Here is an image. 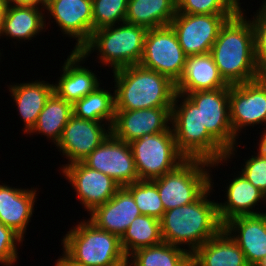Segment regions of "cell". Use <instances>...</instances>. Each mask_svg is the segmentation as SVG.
Instances as JSON below:
<instances>
[{"label":"cell","instance_id":"cell-1","mask_svg":"<svg viewBox=\"0 0 266 266\" xmlns=\"http://www.w3.org/2000/svg\"><path fill=\"white\" fill-rule=\"evenodd\" d=\"M244 11L241 8L226 20L210 50L221 77L228 85L250 82L261 75L255 60L253 26Z\"/></svg>","mask_w":266,"mask_h":266},{"label":"cell","instance_id":"cell-2","mask_svg":"<svg viewBox=\"0 0 266 266\" xmlns=\"http://www.w3.org/2000/svg\"><path fill=\"white\" fill-rule=\"evenodd\" d=\"M212 183L211 177V186L193 203L164 212L160 219L163 242L181 248L187 245L191 255L223 229L217 203L208 197L213 192Z\"/></svg>","mask_w":266,"mask_h":266},{"label":"cell","instance_id":"cell-3","mask_svg":"<svg viewBox=\"0 0 266 266\" xmlns=\"http://www.w3.org/2000/svg\"><path fill=\"white\" fill-rule=\"evenodd\" d=\"M115 110L172 107L176 84L168 77L141 65H131L112 72Z\"/></svg>","mask_w":266,"mask_h":266},{"label":"cell","instance_id":"cell-4","mask_svg":"<svg viewBox=\"0 0 266 266\" xmlns=\"http://www.w3.org/2000/svg\"><path fill=\"white\" fill-rule=\"evenodd\" d=\"M171 124L177 148L187 159L205 160L215 168L227 163V151L202 126L200 109L186 95L176 93Z\"/></svg>","mask_w":266,"mask_h":266},{"label":"cell","instance_id":"cell-5","mask_svg":"<svg viewBox=\"0 0 266 266\" xmlns=\"http://www.w3.org/2000/svg\"><path fill=\"white\" fill-rule=\"evenodd\" d=\"M62 256L77 266H117L127 256L121 247L120 238L97 228L88 219L78 222L63 236Z\"/></svg>","mask_w":266,"mask_h":266},{"label":"cell","instance_id":"cell-6","mask_svg":"<svg viewBox=\"0 0 266 266\" xmlns=\"http://www.w3.org/2000/svg\"><path fill=\"white\" fill-rule=\"evenodd\" d=\"M117 26V27H116ZM147 28L122 22L103 27L92 33L91 39L80 49L86 58L97 50L101 64L112 71L139 64L144 49Z\"/></svg>","mask_w":266,"mask_h":266},{"label":"cell","instance_id":"cell-7","mask_svg":"<svg viewBox=\"0 0 266 266\" xmlns=\"http://www.w3.org/2000/svg\"><path fill=\"white\" fill-rule=\"evenodd\" d=\"M210 167L208 161L186 159L174 170L153 179L164 210L196 201L211 186Z\"/></svg>","mask_w":266,"mask_h":266},{"label":"cell","instance_id":"cell-8","mask_svg":"<svg viewBox=\"0 0 266 266\" xmlns=\"http://www.w3.org/2000/svg\"><path fill=\"white\" fill-rule=\"evenodd\" d=\"M139 180H153L177 168L187 158L179 151L172 127L129 143Z\"/></svg>","mask_w":266,"mask_h":266},{"label":"cell","instance_id":"cell-9","mask_svg":"<svg viewBox=\"0 0 266 266\" xmlns=\"http://www.w3.org/2000/svg\"><path fill=\"white\" fill-rule=\"evenodd\" d=\"M186 58L170 25L147 30L139 65L154 70L177 84L185 70Z\"/></svg>","mask_w":266,"mask_h":266},{"label":"cell","instance_id":"cell-10","mask_svg":"<svg viewBox=\"0 0 266 266\" xmlns=\"http://www.w3.org/2000/svg\"><path fill=\"white\" fill-rule=\"evenodd\" d=\"M186 96L200 109L202 126L227 151L225 161H231L238 142L230 121L229 88L195 91Z\"/></svg>","mask_w":266,"mask_h":266},{"label":"cell","instance_id":"cell-11","mask_svg":"<svg viewBox=\"0 0 266 266\" xmlns=\"http://www.w3.org/2000/svg\"><path fill=\"white\" fill-rule=\"evenodd\" d=\"M236 14L176 13L170 26L175 31L184 54L210 53L222 25Z\"/></svg>","mask_w":266,"mask_h":266},{"label":"cell","instance_id":"cell-12","mask_svg":"<svg viewBox=\"0 0 266 266\" xmlns=\"http://www.w3.org/2000/svg\"><path fill=\"white\" fill-rule=\"evenodd\" d=\"M229 111L232 130L237 139L241 129L266 124V82L260 77L230 85Z\"/></svg>","mask_w":266,"mask_h":266},{"label":"cell","instance_id":"cell-13","mask_svg":"<svg viewBox=\"0 0 266 266\" xmlns=\"http://www.w3.org/2000/svg\"><path fill=\"white\" fill-rule=\"evenodd\" d=\"M83 162L111 177L120 187L139 180L130 144L117 139L112 133Z\"/></svg>","mask_w":266,"mask_h":266},{"label":"cell","instance_id":"cell-14","mask_svg":"<svg viewBox=\"0 0 266 266\" xmlns=\"http://www.w3.org/2000/svg\"><path fill=\"white\" fill-rule=\"evenodd\" d=\"M61 173L76 191L87 212L105 204L121 188L106 174L88 167L83 161L61 166Z\"/></svg>","mask_w":266,"mask_h":266},{"label":"cell","instance_id":"cell-15","mask_svg":"<svg viewBox=\"0 0 266 266\" xmlns=\"http://www.w3.org/2000/svg\"><path fill=\"white\" fill-rule=\"evenodd\" d=\"M110 133L111 127L107 123L82 119L73 114L56 146L66 156V165H69L83 161Z\"/></svg>","mask_w":266,"mask_h":266},{"label":"cell","instance_id":"cell-16","mask_svg":"<svg viewBox=\"0 0 266 266\" xmlns=\"http://www.w3.org/2000/svg\"><path fill=\"white\" fill-rule=\"evenodd\" d=\"M171 109L172 107L115 110L111 133L117 139L131 143L144 136L167 131L171 128Z\"/></svg>","mask_w":266,"mask_h":266},{"label":"cell","instance_id":"cell-17","mask_svg":"<svg viewBox=\"0 0 266 266\" xmlns=\"http://www.w3.org/2000/svg\"><path fill=\"white\" fill-rule=\"evenodd\" d=\"M47 14L68 37L76 39L73 50H80L93 33L92 0H48Z\"/></svg>","mask_w":266,"mask_h":266},{"label":"cell","instance_id":"cell-18","mask_svg":"<svg viewBox=\"0 0 266 266\" xmlns=\"http://www.w3.org/2000/svg\"><path fill=\"white\" fill-rule=\"evenodd\" d=\"M223 229L240 247L249 266H257L266 256V212L235 217Z\"/></svg>","mask_w":266,"mask_h":266},{"label":"cell","instance_id":"cell-19","mask_svg":"<svg viewBox=\"0 0 266 266\" xmlns=\"http://www.w3.org/2000/svg\"><path fill=\"white\" fill-rule=\"evenodd\" d=\"M88 220L97 228L123 236L133 220L141 213L132 194L121 187L115 195L105 204L95 207L90 213Z\"/></svg>","mask_w":266,"mask_h":266},{"label":"cell","instance_id":"cell-20","mask_svg":"<svg viewBox=\"0 0 266 266\" xmlns=\"http://www.w3.org/2000/svg\"><path fill=\"white\" fill-rule=\"evenodd\" d=\"M62 66V74L53 84L54 92L67 102L74 104L89 93L94 92L100 83L97 75L88 67L80 65L86 61L80 50H72Z\"/></svg>","mask_w":266,"mask_h":266},{"label":"cell","instance_id":"cell-21","mask_svg":"<svg viewBox=\"0 0 266 266\" xmlns=\"http://www.w3.org/2000/svg\"><path fill=\"white\" fill-rule=\"evenodd\" d=\"M36 188L22 189L0 184V221L22 238L34 213Z\"/></svg>","mask_w":266,"mask_h":266},{"label":"cell","instance_id":"cell-22","mask_svg":"<svg viewBox=\"0 0 266 266\" xmlns=\"http://www.w3.org/2000/svg\"><path fill=\"white\" fill-rule=\"evenodd\" d=\"M236 175L226 187L227 200L224 203L217 202L218 217L222 225L235 217L261 214L260 211H254L255 206L261 201L266 203V196L258 188L241 173Z\"/></svg>","mask_w":266,"mask_h":266},{"label":"cell","instance_id":"cell-23","mask_svg":"<svg viewBox=\"0 0 266 266\" xmlns=\"http://www.w3.org/2000/svg\"><path fill=\"white\" fill-rule=\"evenodd\" d=\"M221 77L210 53L188 56L185 70L176 84V93L186 95L195 91L229 88Z\"/></svg>","mask_w":266,"mask_h":266},{"label":"cell","instance_id":"cell-24","mask_svg":"<svg viewBox=\"0 0 266 266\" xmlns=\"http://www.w3.org/2000/svg\"><path fill=\"white\" fill-rule=\"evenodd\" d=\"M191 266H249L244 253L222 229L191 254Z\"/></svg>","mask_w":266,"mask_h":266},{"label":"cell","instance_id":"cell-25","mask_svg":"<svg viewBox=\"0 0 266 266\" xmlns=\"http://www.w3.org/2000/svg\"><path fill=\"white\" fill-rule=\"evenodd\" d=\"M9 92L24 122L22 131L27 134L34 127L40 112L54 92L53 83L35 80L28 83H16V85L10 84Z\"/></svg>","mask_w":266,"mask_h":266},{"label":"cell","instance_id":"cell-26","mask_svg":"<svg viewBox=\"0 0 266 266\" xmlns=\"http://www.w3.org/2000/svg\"><path fill=\"white\" fill-rule=\"evenodd\" d=\"M42 11L37 7L7 5L0 36L18 41L32 40L47 27Z\"/></svg>","mask_w":266,"mask_h":266},{"label":"cell","instance_id":"cell-27","mask_svg":"<svg viewBox=\"0 0 266 266\" xmlns=\"http://www.w3.org/2000/svg\"><path fill=\"white\" fill-rule=\"evenodd\" d=\"M176 13V0H128L125 22L160 28L169 26Z\"/></svg>","mask_w":266,"mask_h":266},{"label":"cell","instance_id":"cell-28","mask_svg":"<svg viewBox=\"0 0 266 266\" xmlns=\"http://www.w3.org/2000/svg\"><path fill=\"white\" fill-rule=\"evenodd\" d=\"M73 115V104L60 98L55 92L48 98L40 112L34 127L27 133L40 134L52 139L56 145L68 120ZM33 133V134H32Z\"/></svg>","mask_w":266,"mask_h":266},{"label":"cell","instance_id":"cell-29","mask_svg":"<svg viewBox=\"0 0 266 266\" xmlns=\"http://www.w3.org/2000/svg\"><path fill=\"white\" fill-rule=\"evenodd\" d=\"M127 258L132 266H191L187 249L165 242L137 249Z\"/></svg>","mask_w":266,"mask_h":266},{"label":"cell","instance_id":"cell-30","mask_svg":"<svg viewBox=\"0 0 266 266\" xmlns=\"http://www.w3.org/2000/svg\"><path fill=\"white\" fill-rule=\"evenodd\" d=\"M162 242L160 220L148 215L136 217L120 238L121 247L127 257L137 249Z\"/></svg>","mask_w":266,"mask_h":266},{"label":"cell","instance_id":"cell-31","mask_svg":"<svg viewBox=\"0 0 266 266\" xmlns=\"http://www.w3.org/2000/svg\"><path fill=\"white\" fill-rule=\"evenodd\" d=\"M115 92L98 87L73 104V114L76 117L107 123L112 127L115 120Z\"/></svg>","mask_w":266,"mask_h":266},{"label":"cell","instance_id":"cell-32","mask_svg":"<svg viewBox=\"0 0 266 266\" xmlns=\"http://www.w3.org/2000/svg\"><path fill=\"white\" fill-rule=\"evenodd\" d=\"M125 188L132 194L141 215L161 219L165 210L157 186L152 180H138Z\"/></svg>","mask_w":266,"mask_h":266},{"label":"cell","instance_id":"cell-33","mask_svg":"<svg viewBox=\"0 0 266 266\" xmlns=\"http://www.w3.org/2000/svg\"><path fill=\"white\" fill-rule=\"evenodd\" d=\"M128 0H92L93 31L125 22Z\"/></svg>","mask_w":266,"mask_h":266},{"label":"cell","instance_id":"cell-34","mask_svg":"<svg viewBox=\"0 0 266 266\" xmlns=\"http://www.w3.org/2000/svg\"><path fill=\"white\" fill-rule=\"evenodd\" d=\"M177 12L185 14H237L241 3L236 0H176Z\"/></svg>","mask_w":266,"mask_h":266},{"label":"cell","instance_id":"cell-35","mask_svg":"<svg viewBox=\"0 0 266 266\" xmlns=\"http://www.w3.org/2000/svg\"><path fill=\"white\" fill-rule=\"evenodd\" d=\"M251 19L254 30L255 60L260 74L266 69V9L261 5Z\"/></svg>","mask_w":266,"mask_h":266},{"label":"cell","instance_id":"cell-36","mask_svg":"<svg viewBox=\"0 0 266 266\" xmlns=\"http://www.w3.org/2000/svg\"><path fill=\"white\" fill-rule=\"evenodd\" d=\"M257 151L256 155L249 156L239 173L266 196V156Z\"/></svg>","mask_w":266,"mask_h":266},{"label":"cell","instance_id":"cell-37","mask_svg":"<svg viewBox=\"0 0 266 266\" xmlns=\"http://www.w3.org/2000/svg\"><path fill=\"white\" fill-rule=\"evenodd\" d=\"M23 240L12 228L0 221V263L2 265L12 266L17 262V244L22 243Z\"/></svg>","mask_w":266,"mask_h":266},{"label":"cell","instance_id":"cell-38","mask_svg":"<svg viewBox=\"0 0 266 266\" xmlns=\"http://www.w3.org/2000/svg\"><path fill=\"white\" fill-rule=\"evenodd\" d=\"M5 2L13 6L41 7L42 10H46L48 5V0H5Z\"/></svg>","mask_w":266,"mask_h":266},{"label":"cell","instance_id":"cell-39","mask_svg":"<svg viewBox=\"0 0 266 266\" xmlns=\"http://www.w3.org/2000/svg\"><path fill=\"white\" fill-rule=\"evenodd\" d=\"M266 129V126H265ZM264 129V132H262L263 134L260 136V140L259 143L257 144L259 146V151L261 153H263L266 156V130Z\"/></svg>","mask_w":266,"mask_h":266},{"label":"cell","instance_id":"cell-40","mask_svg":"<svg viewBox=\"0 0 266 266\" xmlns=\"http://www.w3.org/2000/svg\"><path fill=\"white\" fill-rule=\"evenodd\" d=\"M6 8H7V3L5 2V0H0V33L2 30V26H3V20H4Z\"/></svg>","mask_w":266,"mask_h":266},{"label":"cell","instance_id":"cell-41","mask_svg":"<svg viewBox=\"0 0 266 266\" xmlns=\"http://www.w3.org/2000/svg\"><path fill=\"white\" fill-rule=\"evenodd\" d=\"M54 264V266H77L69 263L63 256H60Z\"/></svg>","mask_w":266,"mask_h":266},{"label":"cell","instance_id":"cell-42","mask_svg":"<svg viewBox=\"0 0 266 266\" xmlns=\"http://www.w3.org/2000/svg\"><path fill=\"white\" fill-rule=\"evenodd\" d=\"M117 266H132V264L128 259H126L124 262H122L121 264Z\"/></svg>","mask_w":266,"mask_h":266},{"label":"cell","instance_id":"cell-43","mask_svg":"<svg viewBox=\"0 0 266 266\" xmlns=\"http://www.w3.org/2000/svg\"><path fill=\"white\" fill-rule=\"evenodd\" d=\"M257 266H266V256L260 261Z\"/></svg>","mask_w":266,"mask_h":266},{"label":"cell","instance_id":"cell-44","mask_svg":"<svg viewBox=\"0 0 266 266\" xmlns=\"http://www.w3.org/2000/svg\"><path fill=\"white\" fill-rule=\"evenodd\" d=\"M260 77L266 82V69L261 73Z\"/></svg>","mask_w":266,"mask_h":266},{"label":"cell","instance_id":"cell-45","mask_svg":"<svg viewBox=\"0 0 266 266\" xmlns=\"http://www.w3.org/2000/svg\"><path fill=\"white\" fill-rule=\"evenodd\" d=\"M262 2H263L262 6L266 9V0H264Z\"/></svg>","mask_w":266,"mask_h":266}]
</instances>
